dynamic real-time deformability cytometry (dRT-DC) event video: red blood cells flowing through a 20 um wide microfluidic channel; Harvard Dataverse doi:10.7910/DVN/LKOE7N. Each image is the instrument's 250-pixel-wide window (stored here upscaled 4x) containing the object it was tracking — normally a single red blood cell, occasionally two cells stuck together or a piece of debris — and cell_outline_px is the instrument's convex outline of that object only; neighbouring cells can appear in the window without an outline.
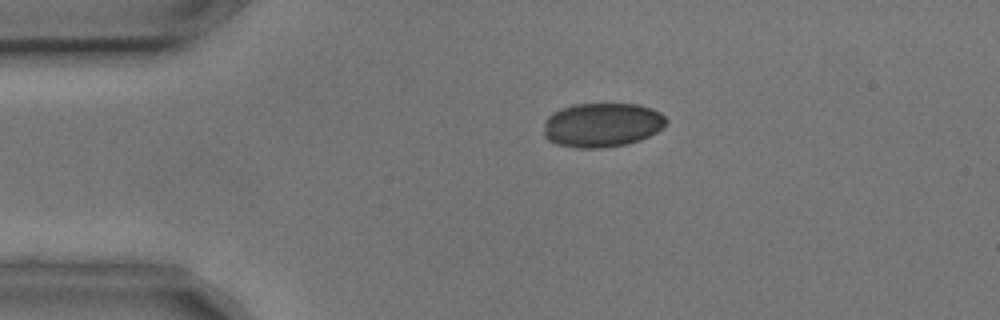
{"species": "common noctule bat (a hibernating species)", "species_latin": "Nyctalus noctula", "temperature_condition": "cold", "stored_images_in_passage": 3, "camera_frame_rate_fps": 3000, "um_per_image_px": 0.085, "animal": {"sex": "male", "body_mass_g": 17.9, "forearm_length_mm": 54.2}, "frame": {"image": 1, "passage_image": 2, "time_ms": 0.333, "image_size_px": [1000, 320], "cell_outline_px": [[668, 120], [664, 128], [640, 140], [624, 144], [600, 148], [576, 148], [556, 144], [548, 140], [544, 136], [544, 120], [548, 116], [560, 108], [576, 104], [640, 104], [652, 108], [660, 112]], "centroid_in_image_um": [51.17, 10.61], "position_along_channel_um": 33.8, "area_um2": 31.79}}